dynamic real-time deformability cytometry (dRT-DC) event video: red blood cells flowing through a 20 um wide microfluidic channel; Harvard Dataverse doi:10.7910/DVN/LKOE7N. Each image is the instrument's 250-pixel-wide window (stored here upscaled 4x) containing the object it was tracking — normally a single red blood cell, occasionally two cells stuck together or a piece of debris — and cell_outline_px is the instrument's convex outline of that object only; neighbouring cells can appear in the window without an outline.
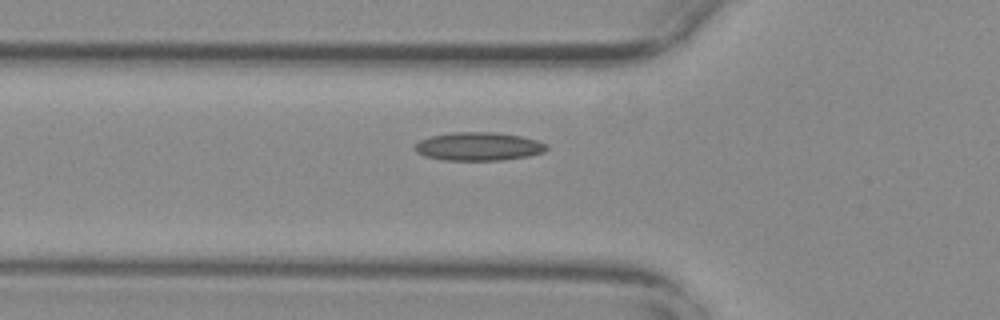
{"species": "common noctule bat (a hibernating species)", "species_latin": "Nyctalus noctula", "temperature_condition": "warm", "stored_images_in_passage": 42, "camera_frame_rate_fps": 3000, "um_per_image_px": 0.085, "animal": {"sex": "female", "body_mass_g": 29.2, "forearm_length_mm": 56.3}, "frame": {"image": 1, "passage_image": 7, "time_ms": 2.0, "image_size_px": [1000, 320], "cell_outline_px": [[548, 148], [544, 152], [528, 156], [500, 160], [444, 160], [424, 156], [416, 152], [412, 148], [420, 140], [432, 136], [452, 132], [492, 132], [520, 136], [536, 140], [548, 144]], "centroid_in_image_um": [40.66, 12.45], "position_along_channel_um": 85.1, "area_um2": 21.73}}
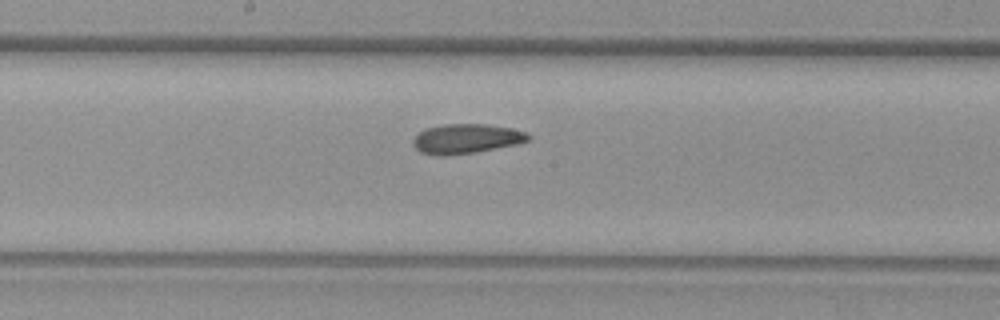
{"frame": {"image": 2, "passage_image": 17, "time_ms": 5.333, "image_size_px": [1000, 320], "cell_outline_px": [[532, 136], [528, 140], [516, 144], [476, 152], [448, 156], [436, 156], [420, 152], [412, 144], [412, 140], [420, 132], [428, 128], [444, 124], [484, 124], [512, 128], [528, 132]], "centroid_in_image_um": [39.64, 11.8], "position_along_channel_um": 208.6, "area_um2": 19.94}}
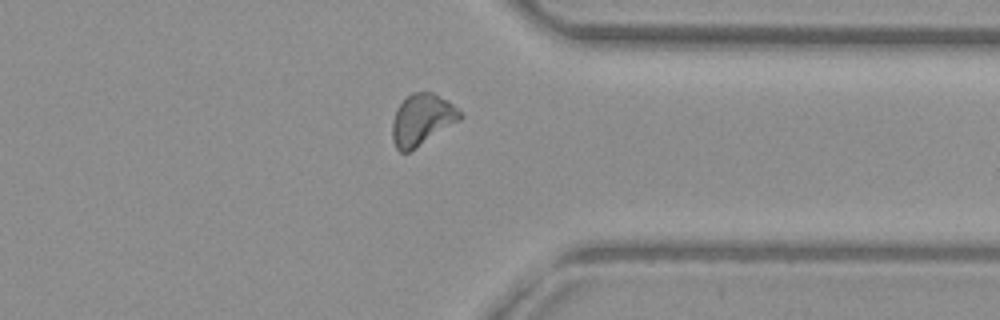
{"frame": {"image": 3, "passage_image": 31, "time_ms": 10.0, "image_size_px": [1000, 320], "cell_outline_px": [[464, 116], [460, 120], [408, 152], [400, 152], [396, 148], [392, 140], [392, 120], [396, 108], [412, 92], [432, 92], [448, 100]], "centroid_in_image_um": [35.84, 10.16], "position_along_channel_um": 375.6, "area_um2": 20.06}}